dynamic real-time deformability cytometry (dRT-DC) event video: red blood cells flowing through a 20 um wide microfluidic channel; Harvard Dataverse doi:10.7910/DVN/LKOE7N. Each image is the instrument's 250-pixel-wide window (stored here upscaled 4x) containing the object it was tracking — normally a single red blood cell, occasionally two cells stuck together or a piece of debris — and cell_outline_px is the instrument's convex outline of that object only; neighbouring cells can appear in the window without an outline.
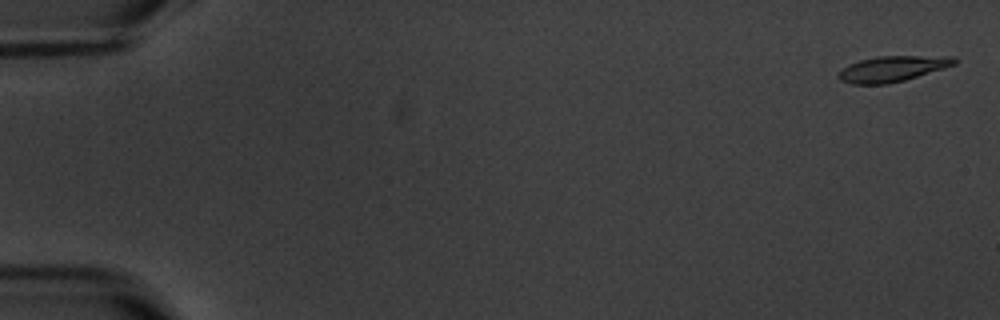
{"species": "common noctule bat (a hibernating species)", "species_latin": "Nyctalus noctula", "temperature_condition": "warm", "stored_images_in_passage": 3, "camera_frame_rate_fps": 3000, "um_per_image_px": 0.085, "animal": {"sex": "male", "body_mass_g": 20.1, "forearm_length_mm": 53.5}, "frame": {"image": 1, "passage_image": 1, "time_ms": 0.0, "image_size_px": [1000, 320], "cell_outline_px": [[956, 64], [944, 68], [904, 80], [888, 84], [852, 84], [840, 80], [836, 76], [848, 64], [860, 60], [876, 56], [952, 56], [956, 60]], "centroid_in_image_um": [75.83, 5.84], "position_along_channel_um": 9.2, "area_um2": 17.22}}